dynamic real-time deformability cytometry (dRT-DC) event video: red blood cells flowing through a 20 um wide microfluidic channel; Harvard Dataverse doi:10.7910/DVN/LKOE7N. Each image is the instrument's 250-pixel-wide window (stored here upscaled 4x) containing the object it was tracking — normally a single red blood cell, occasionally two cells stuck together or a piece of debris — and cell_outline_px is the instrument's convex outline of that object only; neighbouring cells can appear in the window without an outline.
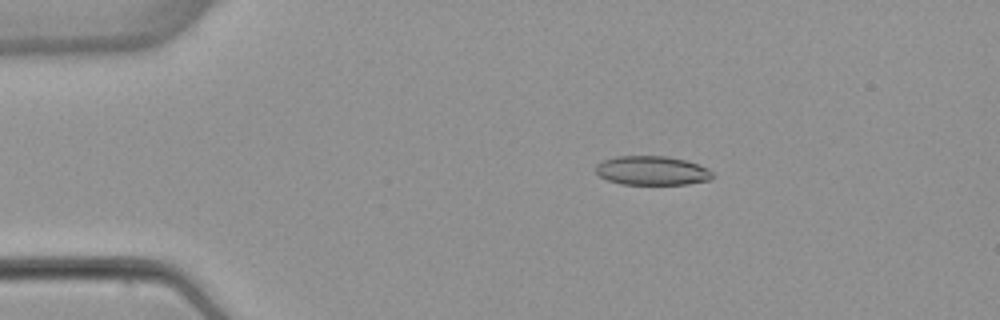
{"species": "common noctule bat (a hibernating species)", "species_latin": "Nyctalus noctula", "temperature_condition": "warm", "stored_images_in_passage": 6, "camera_frame_rate_fps": 3000, "um_per_image_px": 0.085, "animal": {"sex": "female", "body_mass_g": 22.7, "forearm_length_mm": 54.2}, "frame": {"image": 1, "passage_image": 3, "time_ms": 2.667, "image_size_px": [1000, 320], "cell_outline_px": [[716, 176], [708, 180], [688, 184], [620, 184], [608, 180], [600, 176], [596, 172], [596, 164], [604, 160], [616, 156], [668, 156], [684, 160], [708, 168]], "centroid_in_image_um": [55.43, 14.5], "position_along_channel_um": 29.6, "area_um2": 19.77}}
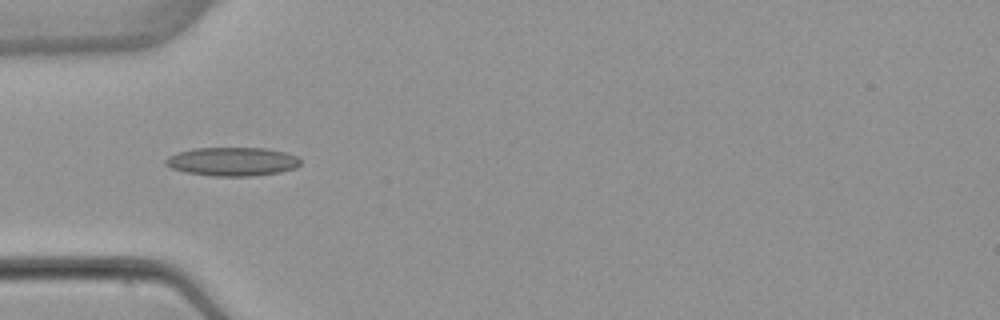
{"frame": {"image": 2, "passage_image": 5, "time_ms": 5.0, "image_size_px": [1000, 320], "cell_outline_px": [[300, 164], [296, 168], [280, 172], [252, 176], [212, 176], [184, 172], [172, 168], [164, 164], [164, 160], [168, 156], [176, 152], [192, 148], [264, 148], [284, 152], [296, 156], [300, 160]], "centroid_in_image_um": [19.71, 13.73], "position_along_channel_um": 65.3, "area_um2": 22.66}}
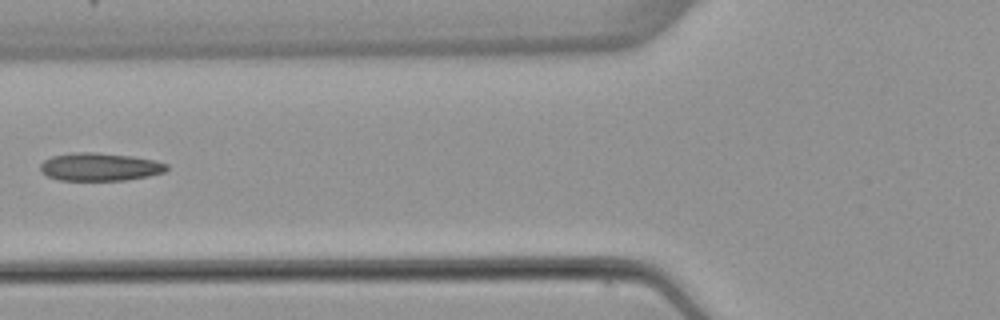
{"frame": {"image": 3, "passage_image": 6, "time_ms": 6.333, "image_size_px": [1000, 320], "cell_outline_px": [[168, 168], [164, 172], [148, 176], [124, 180], [60, 180], [48, 176], [40, 172], [40, 164], [44, 160], [52, 156], [72, 152], [92, 152], [132, 156], [156, 160], [168, 164]], "centroid_in_image_um": [8.47, 14.18], "position_along_channel_um": 117.3, "area_um2": 20.63}}